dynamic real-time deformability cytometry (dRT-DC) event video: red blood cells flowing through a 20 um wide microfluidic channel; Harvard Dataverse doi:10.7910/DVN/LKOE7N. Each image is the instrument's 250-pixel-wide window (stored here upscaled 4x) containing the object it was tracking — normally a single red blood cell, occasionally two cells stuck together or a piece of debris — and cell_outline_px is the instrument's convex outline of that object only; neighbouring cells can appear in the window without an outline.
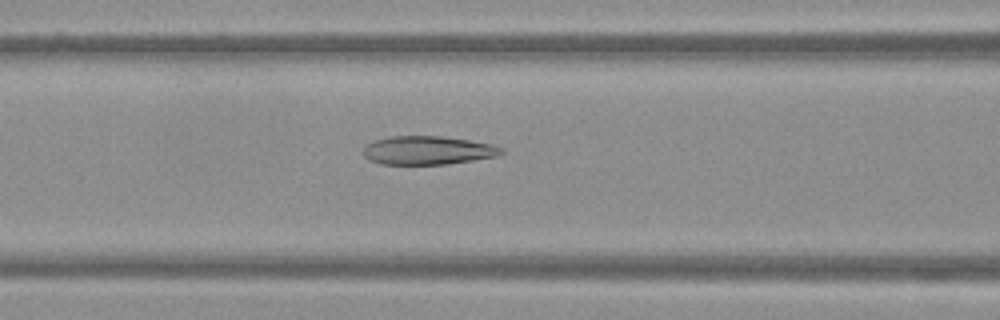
{"species": "Egyptian fruit bat (a non-hibernating species)", "species_latin": "Rousettus aegyptiacus", "temperature_condition": "warm", "stored_images_in_passage": 35, "camera_frame_rate_fps": 3000, "um_per_image_px": 0.085, "frame": {"image": 1, "passage_image": 13, "time_ms": 4.0, "image_size_px": [1000, 320], "cell_outline_px": [[504, 152], [496, 156], [448, 164], [380, 164], [368, 160], [364, 156], [364, 148], [368, 144], [376, 140], [392, 136], [440, 136], [468, 140], [492, 144], [504, 148]], "centroid_in_image_um": [36.36, 12.78], "position_along_channel_um": 130.2, "area_um2": 22.83}}
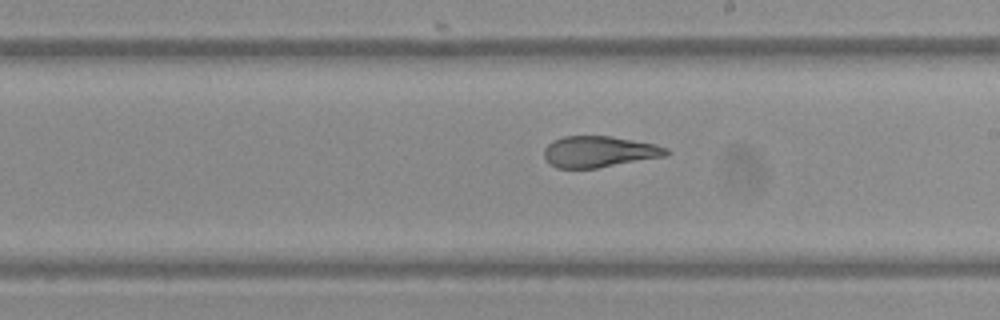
{"frame": {"image": 2, "passage_image": 21, "time_ms": 6.667, "image_size_px": [1000, 320], "cell_outline_px": [[672, 152], [664, 156], [596, 168], [556, 168], [548, 164], [544, 156], [544, 148], [552, 140], [564, 136], [612, 136], [656, 144], [668, 148]], "centroid_in_image_um": [50.9, 12.89], "position_along_channel_um": 238.1, "area_um2": 22.31}}
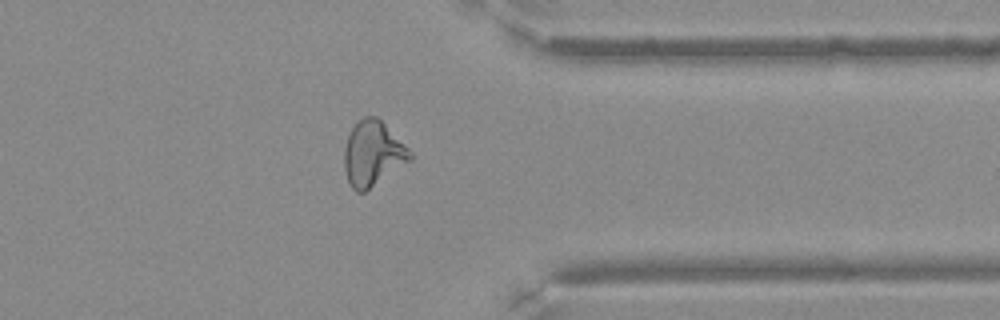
{"frame": {"image": 3, "passage_image": 32, "time_ms": 10.333, "image_size_px": [1000, 320], "cell_outline_px": [[412, 160], [364, 192], [356, 192], [352, 188], [348, 180], [344, 168], [344, 148], [348, 136], [352, 128], [364, 116], [376, 116], [412, 152]], "centroid_in_image_um": [31.68, 13.07], "position_along_channel_um": 379.7, "area_um2": 24.57}}